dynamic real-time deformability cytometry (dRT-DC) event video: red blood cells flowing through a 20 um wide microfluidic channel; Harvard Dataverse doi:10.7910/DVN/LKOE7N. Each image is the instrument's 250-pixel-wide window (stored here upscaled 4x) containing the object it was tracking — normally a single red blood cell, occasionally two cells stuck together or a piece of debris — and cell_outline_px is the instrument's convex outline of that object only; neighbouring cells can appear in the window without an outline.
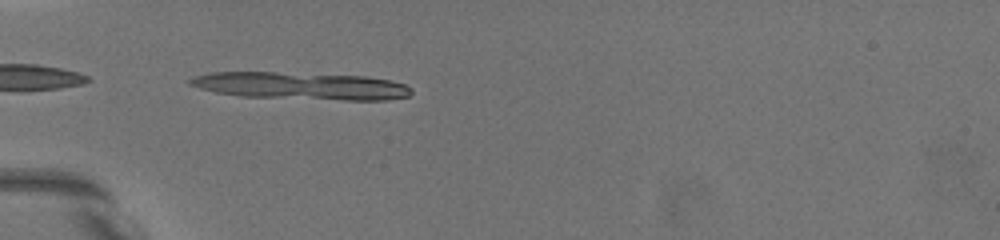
{"species": "common noctule bat (a hibernating species)", "species_latin": "Nyctalus noctula", "temperature_condition": "warm", "stored_images_in_passage": 41, "segment_of_instrument_passage": [1, 2], "camera_frame_rate_fps": 3000, "um_per_image_px": 0.085, "animal": {"sex": "female", "body_mass_g": 19.5, "forearm_length_mm": 54.1}, "frame": {"image": 1, "passage_image": 1, "time_ms": 0.0, "image_size_px": [1000, 240], "cell_outline_px": [[412, 92], [408, 96], [388, 100], [344, 100], [240, 96], [216, 92], [200, 88], [188, 84], [188, 80], [196, 76], [208, 72], [272, 72], [364, 76], [388, 80], [404, 84], [412, 88]], "centroid_in_image_um": [25.58, 7.3], "position_along_channel_um": 59.4, "area_um2": 35.08}}